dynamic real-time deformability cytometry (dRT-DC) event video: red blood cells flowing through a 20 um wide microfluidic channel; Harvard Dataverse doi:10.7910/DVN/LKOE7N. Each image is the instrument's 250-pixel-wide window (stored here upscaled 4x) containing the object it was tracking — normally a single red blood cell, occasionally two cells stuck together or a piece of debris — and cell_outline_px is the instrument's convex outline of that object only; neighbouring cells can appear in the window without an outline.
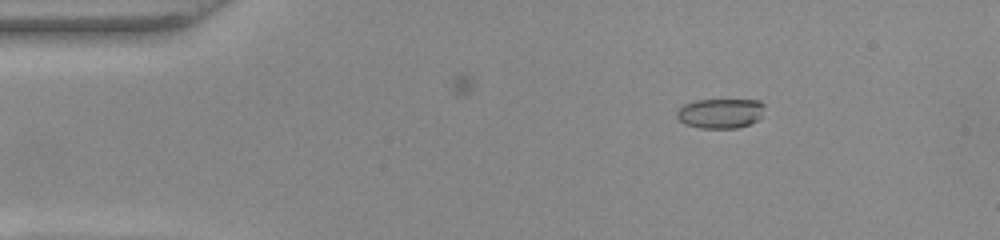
{"species": "common noctule bat (a hibernating species)", "species_latin": "Nyctalus noctula", "temperature_condition": "warm", "stored_images_in_passage": 8, "camera_frame_rate_fps": 3000, "um_per_image_px": 0.085, "animal": {"sex": "female", "body_mass_g": 22.0, "forearm_length_mm": 56.7}, "frame": {"image": 1, "passage_image": 1, "time_ms": 0.0, "image_size_px": [1000, 240], "cell_outline_px": [[764, 116], [748, 124], [736, 128], [700, 128], [684, 124], [676, 116], [676, 112], [684, 104], [696, 100], [760, 100], [764, 104]], "centroid_in_image_um": [61.25, 9.63], "position_along_channel_um": 23.7, "area_um2": 15.32}}